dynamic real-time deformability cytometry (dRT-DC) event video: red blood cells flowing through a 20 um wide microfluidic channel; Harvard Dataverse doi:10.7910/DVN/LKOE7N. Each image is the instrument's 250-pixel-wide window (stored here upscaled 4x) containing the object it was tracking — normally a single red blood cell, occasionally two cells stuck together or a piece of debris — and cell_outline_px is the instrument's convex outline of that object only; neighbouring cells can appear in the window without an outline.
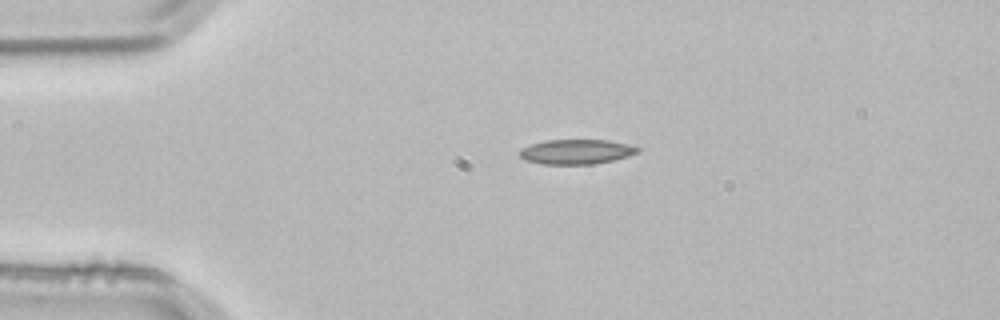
{"species": "common noctule bat (a hibernating species)", "species_latin": "Nyctalus noctula", "temperature_condition": "room temperature", "stored_images_in_passage": 2, "camera_frame_rate_fps": 3000, "um_per_image_px": 0.085, "animal": {"sex": "male", "body_mass_g": 21.5, "forearm_length_mm": 52.0}, "frame": {"image": 1, "passage_image": 1, "time_ms": 0.0, "image_size_px": [1000, 320], "cell_outline_px": [[640, 152], [628, 156], [612, 160], [592, 164], [540, 164], [524, 160], [520, 156], [520, 148], [544, 140], [608, 140], [628, 144], [640, 148]], "centroid_in_image_um": [48.97, 12.89], "position_along_channel_um": 36.0, "area_um2": 17.05}}